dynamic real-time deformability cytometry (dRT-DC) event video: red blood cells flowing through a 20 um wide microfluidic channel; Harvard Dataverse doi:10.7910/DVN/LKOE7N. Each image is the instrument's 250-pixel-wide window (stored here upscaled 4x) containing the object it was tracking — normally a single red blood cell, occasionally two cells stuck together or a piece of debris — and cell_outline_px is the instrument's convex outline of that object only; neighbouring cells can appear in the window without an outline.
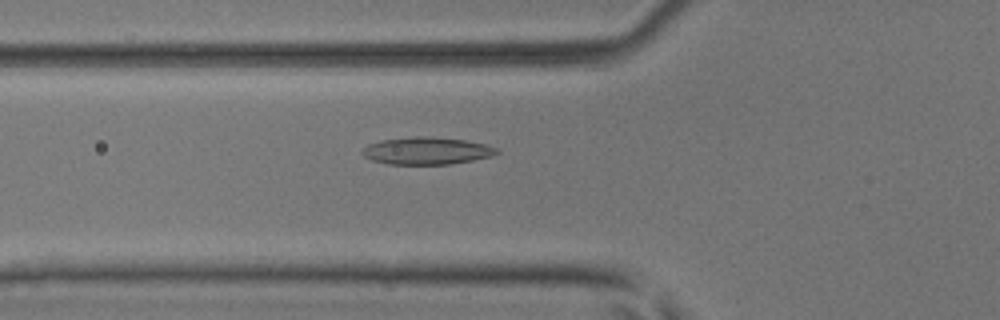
{"species": "common noctule bat (a hibernating species)", "species_latin": "Nyctalus noctula", "temperature_condition": "room temperature", "stored_images_in_passage": 51, "camera_frame_rate_fps": 3000, "um_per_image_px": 0.085, "animal": {"sex": "male", "body_mass_g": 17.9, "forearm_length_mm": 54.2}, "frame": {"image": 1, "passage_image": 19, "time_ms": 6.0, "image_size_px": [1000, 320], "cell_outline_px": [[500, 152], [492, 156], [452, 164], [388, 164], [372, 160], [364, 156], [360, 152], [368, 144], [380, 140], [412, 136], [428, 136], [464, 140], [484, 144], [500, 148]], "centroid_in_image_um": [36.27, 12.81], "position_along_channel_um": 89.5, "area_um2": 21.5}}
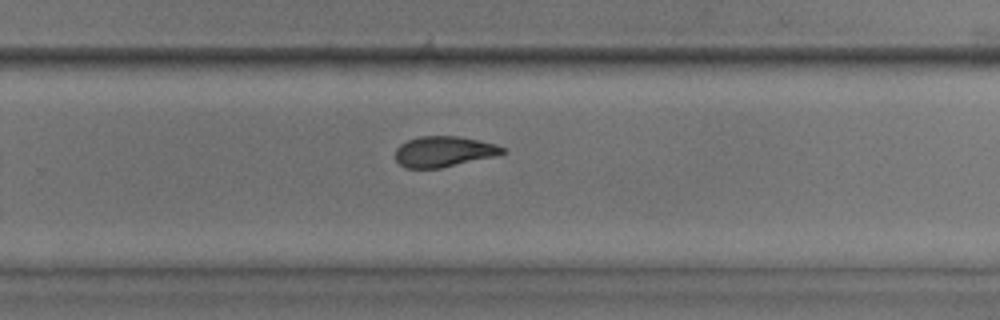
{"frame": {"image": 2, "passage_image": 34, "time_ms": 11.0, "image_size_px": [1000, 320], "cell_outline_px": [[508, 152], [496, 156], [440, 168], [404, 168], [396, 160], [396, 148], [400, 144], [408, 140], [420, 136], [460, 136], [496, 144], [508, 148]], "centroid_in_image_um": [37.77, 12.88], "position_along_channel_um": 292.0, "area_um2": 19.31}}
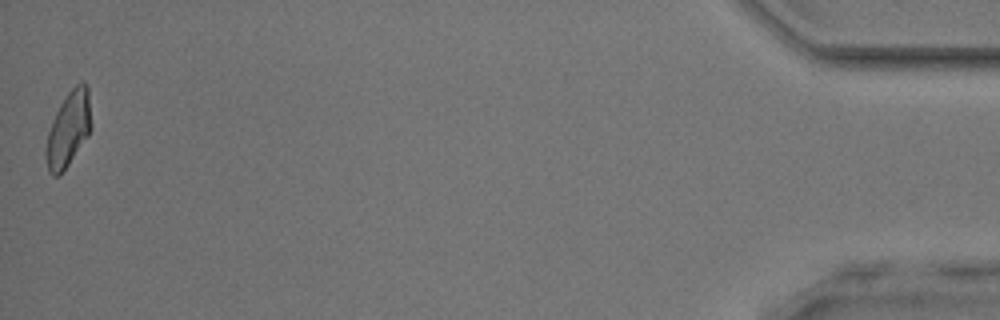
{"frame": {"image": 3, "passage_image": 51, "time_ms": 16.667, "image_size_px": [1000, 320], "cell_outline_px": [[92, 128], [88, 136], [60, 176], [52, 176], [48, 172], [44, 156], [44, 152], [48, 132], [52, 120], [60, 104], [68, 92], [80, 80], [84, 80], [88, 84], [92, 124]], "centroid_in_image_um": [5.82, 10.96], "position_along_channel_um": 429.4, "area_um2": 20.29}, "authors_computed_cell_mechanics": {"area_um2": 20.2878, "velocity_mm_per_s": 4.058, "shape_relaxation_time_tau1_ms": 6.5854, "shape_relaxation_time_tau2_ms": 3.1204, "deformation_change_tau1": 0.1746, "deformation_change_tau2": 0.1036}}